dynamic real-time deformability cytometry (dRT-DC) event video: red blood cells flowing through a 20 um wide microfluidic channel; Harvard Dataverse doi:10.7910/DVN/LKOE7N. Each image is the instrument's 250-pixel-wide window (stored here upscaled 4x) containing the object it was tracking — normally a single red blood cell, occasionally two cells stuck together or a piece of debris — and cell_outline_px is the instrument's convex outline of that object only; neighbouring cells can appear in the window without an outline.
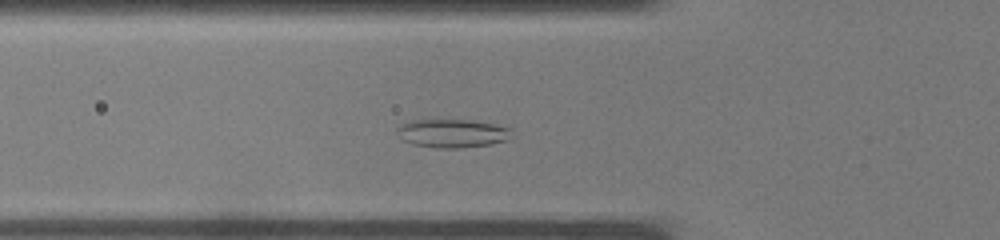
{"species": "common noctule bat (a hibernating species)", "species_latin": "Nyctalus noctula", "temperature_condition": "warm", "stored_images_in_passage": 32, "camera_frame_rate_fps": 3000, "um_per_image_px": 0.085, "animal": {"sex": "male", "body_mass_g": 19.0, "forearm_length_mm": 50.8}, "frame": {"image": 1, "passage_image": 8, "time_ms": 2.333, "image_size_px": [1000, 240], "cell_outline_px": [[516, 136], [508, 140], [492, 144], [460, 148], [436, 148], [412, 144], [404, 140], [396, 132], [396, 128], [400, 124], [408, 120], [436, 116], [472, 120], [512, 128]], "centroid_in_image_um": [38.44, 11.28], "position_along_channel_um": 87.4, "area_um2": 20.29}}
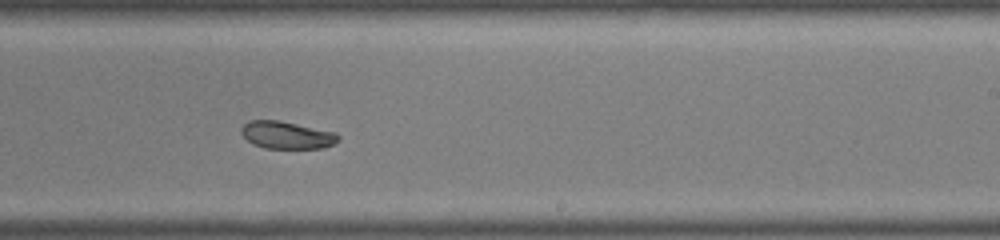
{"frame": {"image": 2, "passage_image": 18, "time_ms": 5.667, "image_size_px": [1000, 240], "cell_outline_px": [[340, 140], [324, 148], [264, 148], [252, 144], [240, 132], [240, 128], [248, 120], [280, 120], [336, 132], [340, 136]], "centroid_in_image_um": [24.38, 11.47], "position_along_channel_um": 264.6, "area_um2": 15.66}}
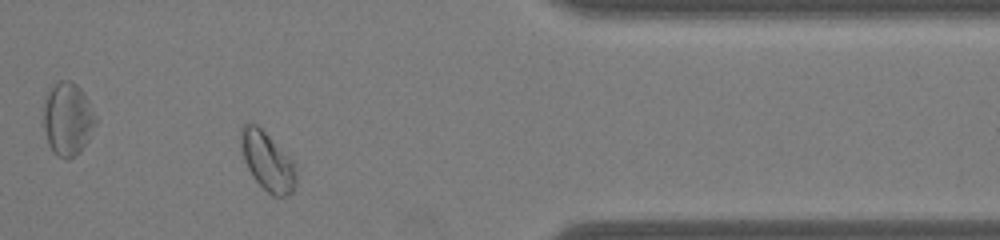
{"frame": {"image": 3, "passage_image": 26, "time_ms": 8.333, "image_size_px": [1000, 240], "cell_outline_px": [[296, 184], [292, 192], [288, 196], [272, 196], [252, 176], [244, 160], [240, 148], [240, 128], [244, 124], [256, 124], [292, 160], [296, 176]], "centroid_in_image_um": [22.7, 13.72], "position_along_channel_um": 388.7, "area_um2": 18.55}}